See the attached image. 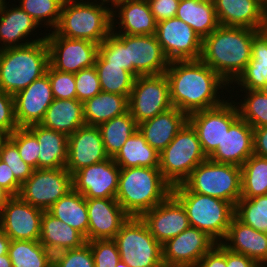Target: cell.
<instances>
[{"instance_id":"cell-1","label":"cell","mask_w":267,"mask_h":267,"mask_svg":"<svg viewBox=\"0 0 267 267\" xmlns=\"http://www.w3.org/2000/svg\"><path fill=\"white\" fill-rule=\"evenodd\" d=\"M165 75L172 106L187 116L223 104V89L232 93L229 84L201 59L170 61Z\"/></svg>"},{"instance_id":"cell-2","label":"cell","mask_w":267,"mask_h":267,"mask_svg":"<svg viewBox=\"0 0 267 267\" xmlns=\"http://www.w3.org/2000/svg\"><path fill=\"white\" fill-rule=\"evenodd\" d=\"M258 31L219 25L203 39L200 59L232 88L252 58V40Z\"/></svg>"},{"instance_id":"cell-3","label":"cell","mask_w":267,"mask_h":267,"mask_svg":"<svg viewBox=\"0 0 267 267\" xmlns=\"http://www.w3.org/2000/svg\"><path fill=\"white\" fill-rule=\"evenodd\" d=\"M172 190L158 167L120 168L116 200L130 217H141Z\"/></svg>"},{"instance_id":"cell-4","label":"cell","mask_w":267,"mask_h":267,"mask_svg":"<svg viewBox=\"0 0 267 267\" xmlns=\"http://www.w3.org/2000/svg\"><path fill=\"white\" fill-rule=\"evenodd\" d=\"M54 31L62 37L85 39L99 45L112 33V4L96 0H64Z\"/></svg>"},{"instance_id":"cell-5","label":"cell","mask_w":267,"mask_h":267,"mask_svg":"<svg viewBox=\"0 0 267 267\" xmlns=\"http://www.w3.org/2000/svg\"><path fill=\"white\" fill-rule=\"evenodd\" d=\"M49 49L46 39L0 50V90L15 95L46 74Z\"/></svg>"},{"instance_id":"cell-6","label":"cell","mask_w":267,"mask_h":267,"mask_svg":"<svg viewBox=\"0 0 267 267\" xmlns=\"http://www.w3.org/2000/svg\"><path fill=\"white\" fill-rule=\"evenodd\" d=\"M171 193L184 207L189 225L205 232L221 243L234 217L235 207L226 200L189 191L182 183L172 187Z\"/></svg>"},{"instance_id":"cell-7","label":"cell","mask_w":267,"mask_h":267,"mask_svg":"<svg viewBox=\"0 0 267 267\" xmlns=\"http://www.w3.org/2000/svg\"><path fill=\"white\" fill-rule=\"evenodd\" d=\"M208 157L203 152L198 135L187 121L168 146L159 153V169L173 187L181 184Z\"/></svg>"},{"instance_id":"cell-8","label":"cell","mask_w":267,"mask_h":267,"mask_svg":"<svg viewBox=\"0 0 267 267\" xmlns=\"http://www.w3.org/2000/svg\"><path fill=\"white\" fill-rule=\"evenodd\" d=\"M182 184L191 192L226 200L235 207L241 198V167L207 159Z\"/></svg>"},{"instance_id":"cell-9","label":"cell","mask_w":267,"mask_h":267,"mask_svg":"<svg viewBox=\"0 0 267 267\" xmlns=\"http://www.w3.org/2000/svg\"><path fill=\"white\" fill-rule=\"evenodd\" d=\"M113 240L121 261L127 262L130 267H164L162 245L141 217H129Z\"/></svg>"},{"instance_id":"cell-10","label":"cell","mask_w":267,"mask_h":267,"mask_svg":"<svg viewBox=\"0 0 267 267\" xmlns=\"http://www.w3.org/2000/svg\"><path fill=\"white\" fill-rule=\"evenodd\" d=\"M128 104V111L137 124L172 108L169 82L165 73L136 77Z\"/></svg>"},{"instance_id":"cell-11","label":"cell","mask_w":267,"mask_h":267,"mask_svg":"<svg viewBox=\"0 0 267 267\" xmlns=\"http://www.w3.org/2000/svg\"><path fill=\"white\" fill-rule=\"evenodd\" d=\"M72 189V174L66 168L34 169L21 185L18 196L32 206L47 211Z\"/></svg>"},{"instance_id":"cell-12","label":"cell","mask_w":267,"mask_h":267,"mask_svg":"<svg viewBox=\"0 0 267 267\" xmlns=\"http://www.w3.org/2000/svg\"><path fill=\"white\" fill-rule=\"evenodd\" d=\"M45 36L49 49V64L54 69L77 73L95 65L98 44L85 39L62 37L54 30L49 31Z\"/></svg>"},{"instance_id":"cell-13","label":"cell","mask_w":267,"mask_h":267,"mask_svg":"<svg viewBox=\"0 0 267 267\" xmlns=\"http://www.w3.org/2000/svg\"><path fill=\"white\" fill-rule=\"evenodd\" d=\"M231 97L232 95L217 107L188 115V122L195 129L203 152L207 157L218 146H221L225 133L229 131L230 126L239 118L237 107Z\"/></svg>"},{"instance_id":"cell-14","label":"cell","mask_w":267,"mask_h":267,"mask_svg":"<svg viewBox=\"0 0 267 267\" xmlns=\"http://www.w3.org/2000/svg\"><path fill=\"white\" fill-rule=\"evenodd\" d=\"M155 36L169 61L198 60L202 52V39L177 17L157 22Z\"/></svg>"},{"instance_id":"cell-15","label":"cell","mask_w":267,"mask_h":267,"mask_svg":"<svg viewBox=\"0 0 267 267\" xmlns=\"http://www.w3.org/2000/svg\"><path fill=\"white\" fill-rule=\"evenodd\" d=\"M217 243L205 232L189 226L162 244L164 267H197L200 259Z\"/></svg>"},{"instance_id":"cell-16","label":"cell","mask_w":267,"mask_h":267,"mask_svg":"<svg viewBox=\"0 0 267 267\" xmlns=\"http://www.w3.org/2000/svg\"><path fill=\"white\" fill-rule=\"evenodd\" d=\"M44 210L10 196L0 211V229L11 240L39 241Z\"/></svg>"},{"instance_id":"cell-17","label":"cell","mask_w":267,"mask_h":267,"mask_svg":"<svg viewBox=\"0 0 267 267\" xmlns=\"http://www.w3.org/2000/svg\"><path fill=\"white\" fill-rule=\"evenodd\" d=\"M119 175L120 167L109 157L75 172L73 189L85 198H116Z\"/></svg>"},{"instance_id":"cell-18","label":"cell","mask_w":267,"mask_h":267,"mask_svg":"<svg viewBox=\"0 0 267 267\" xmlns=\"http://www.w3.org/2000/svg\"><path fill=\"white\" fill-rule=\"evenodd\" d=\"M141 219L161 245L190 226L184 207L172 193L151 210L146 211Z\"/></svg>"},{"instance_id":"cell-19","label":"cell","mask_w":267,"mask_h":267,"mask_svg":"<svg viewBox=\"0 0 267 267\" xmlns=\"http://www.w3.org/2000/svg\"><path fill=\"white\" fill-rule=\"evenodd\" d=\"M129 72L136 78L164 74L169 65L155 35H128Z\"/></svg>"},{"instance_id":"cell-20","label":"cell","mask_w":267,"mask_h":267,"mask_svg":"<svg viewBox=\"0 0 267 267\" xmlns=\"http://www.w3.org/2000/svg\"><path fill=\"white\" fill-rule=\"evenodd\" d=\"M13 97L18 127L40 124L54 100L48 75L36 79Z\"/></svg>"},{"instance_id":"cell-21","label":"cell","mask_w":267,"mask_h":267,"mask_svg":"<svg viewBox=\"0 0 267 267\" xmlns=\"http://www.w3.org/2000/svg\"><path fill=\"white\" fill-rule=\"evenodd\" d=\"M88 241L114 239L130 217L115 198H86Z\"/></svg>"},{"instance_id":"cell-22","label":"cell","mask_w":267,"mask_h":267,"mask_svg":"<svg viewBox=\"0 0 267 267\" xmlns=\"http://www.w3.org/2000/svg\"><path fill=\"white\" fill-rule=\"evenodd\" d=\"M98 126L84 125L68 136L66 169L73 175L81 168L108 159Z\"/></svg>"},{"instance_id":"cell-23","label":"cell","mask_w":267,"mask_h":267,"mask_svg":"<svg viewBox=\"0 0 267 267\" xmlns=\"http://www.w3.org/2000/svg\"><path fill=\"white\" fill-rule=\"evenodd\" d=\"M115 17L119 20L117 21ZM117 24L118 26H116ZM156 27L157 21L147 0H117L112 2V32L128 35H155Z\"/></svg>"},{"instance_id":"cell-24","label":"cell","mask_w":267,"mask_h":267,"mask_svg":"<svg viewBox=\"0 0 267 267\" xmlns=\"http://www.w3.org/2000/svg\"><path fill=\"white\" fill-rule=\"evenodd\" d=\"M8 6L11 5L6 3L0 13V50L25 46L46 39V36L42 35L29 40L27 37L32 36L35 29L39 28V24L20 6H14V4L10 8Z\"/></svg>"},{"instance_id":"cell-25","label":"cell","mask_w":267,"mask_h":267,"mask_svg":"<svg viewBox=\"0 0 267 267\" xmlns=\"http://www.w3.org/2000/svg\"><path fill=\"white\" fill-rule=\"evenodd\" d=\"M253 143V128L239 117L225 133L221 146L208 159L241 167L253 155Z\"/></svg>"},{"instance_id":"cell-26","label":"cell","mask_w":267,"mask_h":267,"mask_svg":"<svg viewBox=\"0 0 267 267\" xmlns=\"http://www.w3.org/2000/svg\"><path fill=\"white\" fill-rule=\"evenodd\" d=\"M221 244L230 251L252 258L259 266L267 267V233L243 224L235 216Z\"/></svg>"},{"instance_id":"cell-27","label":"cell","mask_w":267,"mask_h":267,"mask_svg":"<svg viewBox=\"0 0 267 267\" xmlns=\"http://www.w3.org/2000/svg\"><path fill=\"white\" fill-rule=\"evenodd\" d=\"M187 121L188 116L185 113L172 107L154 118L139 123L138 130L147 143L160 153Z\"/></svg>"},{"instance_id":"cell-28","label":"cell","mask_w":267,"mask_h":267,"mask_svg":"<svg viewBox=\"0 0 267 267\" xmlns=\"http://www.w3.org/2000/svg\"><path fill=\"white\" fill-rule=\"evenodd\" d=\"M263 0H213L219 25L260 30Z\"/></svg>"},{"instance_id":"cell-29","label":"cell","mask_w":267,"mask_h":267,"mask_svg":"<svg viewBox=\"0 0 267 267\" xmlns=\"http://www.w3.org/2000/svg\"><path fill=\"white\" fill-rule=\"evenodd\" d=\"M27 128L36 136L40 145L38 169L65 168L68 161V136L40 124Z\"/></svg>"},{"instance_id":"cell-30","label":"cell","mask_w":267,"mask_h":267,"mask_svg":"<svg viewBox=\"0 0 267 267\" xmlns=\"http://www.w3.org/2000/svg\"><path fill=\"white\" fill-rule=\"evenodd\" d=\"M39 242L54 255L81 247L86 243V239L76 229L55 218L48 211H44L41 217Z\"/></svg>"},{"instance_id":"cell-31","label":"cell","mask_w":267,"mask_h":267,"mask_svg":"<svg viewBox=\"0 0 267 267\" xmlns=\"http://www.w3.org/2000/svg\"><path fill=\"white\" fill-rule=\"evenodd\" d=\"M40 125L70 136L86 125L83 102L77 99H54Z\"/></svg>"},{"instance_id":"cell-32","label":"cell","mask_w":267,"mask_h":267,"mask_svg":"<svg viewBox=\"0 0 267 267\" xmlns=\"http://www.w3.org/2000/svg\"><path fill=\"white\" fill-rule=\"evenodd\" d=\"M129 96L112 94L101 91L83 103L84 120L86 125L99 126L114 117L128 112Z\"/></svg>"},{"instance_id":"cell-33","label":"cell","mask_w":267,"mask_h":267,"mask_svg":"<svg viewBox=\"0 0 267 267\" xmlns=\"http://www.w3.org/2000/svg\"><path fill=\"white\" fill-rule=\"evenodd\" d=\"M176 17L192 27L202 40L219 27L213 1L180 0Z\"/></svg>"},{"instance_id":"cell-34","label":"cell","mask_w":267,"mask_h":267,"mask_svg":"<svg viewBox=\"0 0 267 267\" xmlns=\"http://www.w3.org/2000/svg\"><path fill=\"white\" fill-rule=\"evenodd\" d=\"M47 211L55 218L79 231L88 242V211L86 198L81 193L74 189L70 190Z\"/></svg>"},{"instance_id":"cell-35","label":"cell","mask_w":267,"mask_h":267,"mask_svg":"<svg viewBox=\"0 0 267 267\" xmlns=\"http://www.w3.org/2000/svg\"><path fill=\"white\" fill-rule=\"evenodd\" d=\"M120 168L159 167V153L137 130L113 157Z\"/></svg>"},{"instance_id":"cell-36","label":"cell","mask_w":267,"mask_h":267,"mask_svg":"<svg viewBox=\"0 0 267 267\" xmlns=\"http://www.w3.org/2000/svg\"><path fill=\"white\" fill-rule=\"evenodd\" d=\"M107 155L113 158L125 142L138 130V124L130 112L112 118L99 126Z\"/></svg>"},{"instance_id":"cell-37","label":"cell","mask_w":267,"mask_h":267,"mask_svg":"<svg viewBox=\"0 0 267 267\" xmlns=\"http://www.w3.org/2000/svg\"><path fill=\"white\" fill-rule=\"evenodd\" d=\"M8 254L13 267L53 266V254L39 241L11 240Z\"/></svg>"},{"instance_id":"cell-38","label":"cell","mask_w":267,"mask_h":267,"mask_svg":"<svg viewBox=\"0 0 267 267\" xmlns=\"http://www.w3.org/2000/svg\"><path fill=\"white\" fill-rule=\"evenodd\" d=\"M267 194V158L251 155L241 166V198Z\"/></svg>"},{"instance_id":"cell-39","label":"cell","mask_w":267,"mask_h":267,"mask_svg":"<svg viewBox=\"0 0 267 267\" xmlns=\"http://www.w3.org/2000/svg\"><path fill=\"white\" fill-rule=\"evenodd\" d=\"M94 66L102 91L123 96L130 95L135 77L129 71L122 69V66L109 65L99 55Z\"/></svg>"},{"instance_id":"cell-40","label":"cell","mask_w":267,"mask_h":267,"mask_svg":"<svg viewBox=\"0 0 267 267\" xmlns=\"http://www.w3.org/2000/svg\"><path fill=\"white\" fill-rule=\"evenodd\" d=\"M234 216L243 224L267 233V194L254 198H240Z\"/></svg>"},{"instance_id":"cell-41","label":"cell","mask_w":267,"mask_h":267,"mask_svg":"<svg viewBox=\"0 0 267 267\" xmlns=\"http://www.w3.org/2000/svg\"><path fill=\"white\" fill-rule=\"evenodd\" d=\"M243 99L234 103L239 117L245 120L252 128L267 126V95L259 90L244 91Z\"/></svg>"},{"instance_id":"cell-42","label":"cell","mask_w":267,"mask_h":267,"mask_svg":"<svg viewBox=\"0 0 267 267\" xmlns=\"http://www.w3.org/2000/svg\"><path fill=\"white\" fill-rule=\"evenodd\" d=\"M63 2L64 0H20L18 5L31 16L39 26H47L46 28H50L48 31H51V29L54 30L59 23Z\"/></svg>"},{"instance_id":"cell-43","label":"cell","mask_w":267,"mask_h":267,"mask_svg":"<svg viewBox=\"0 0 267 267\" xmlns=\"http://www.w3.org/2000/svg\"><path fill=\"white\" fill-rule=\"evenodd\" d=\"M98 55L109 65L122 66V69L129 71L127 34L112 32L99 44Z\"/></svg>"},{"instance_id":"cell-44","label":"cell","mask_w":267,"mask_h":267,"mask_svg":"<svg viewBox=\"0 0 267 267\" xmlns=\"http://www.w3.org/2000/svg\"><path fill=\"white\" fill-rule=\"evenodd\" d=\"M8 138L16 145L22 160L38 169L40 145L36 136L27 127H19Z\"/></svg>"},{"instance_id":"cell-45","label":"cell","mask_w":267,"mask_h":267,"mask_svg":"<svg viewBox=\"0 0 267 267\" xmlns=\"http://www.w3.org/2000/svg\"><path fill=\"white\" fill-rule=\"evenodd\" d=\"M0 160L4 161L22 185L33 173L34 168L20 157L16 145L8 138L0 148Z\"/></svg>"},{"instance_id":"cell-46","label":"cell","mask_w":267,"mask_h":267,"mask_svg":"<svg viewBox=\"0 0 267 267\" xmlns=\"http://www.w3.org/2000/svg\"><path fill=\"white\" fill-rule=\"evenodd\" d=\"M52 267H95L89 243L54 254Z\"/></svg>"},{"instance_id":"cell-47","label":"cell","mask_w":267,"mask_h":267,"mask_svg":"<svg viewBox=\"0 0 267 267\" xmlns=\"http://www.w3.org/2000/svg\"><path fill=\"white\" fill-rule=\"evenodd\" d=\"M46 74L51 83L54 99H76L75 73L58 71L49 64Z\"/></svg>"},{"instance_id":"cell-48","label":"cell","mask_w":267,"mask_h":267,"mask_svg":"<svg viewBox=\"0 0 267 267\" xmlns=\"http://www.w3.org/2000/svg\"><path fill=\"white\" fill-rule=\"evenodd\" d=\"M95 267H115L121 260L116 242L113 239L88 241Z\"/></svg>"},{"instance_id":"cell-49","label":"cell","mask_w":267,"mask_h":267,"mask_svg":"<svg viewBox=\"0 0 267 267\" xmlns=\"http://www.w3.org/2000/svg\"><path fill=\"white\" fill-rule=\"evenodd\" d=\"M75 82L76 99L83 103L102 91L95 66L75 73Z\"/></svg>"},{"instance_id":"cell-50","label":"cell","mask_w":267,"mask_h":267,"mask_svg":"<svg viewBox=\"0 0 267 267\" xmlns=\"http://www.w3.org/2000/svg\"><path fill=\"white\" fill-rule=\"evenodd\" d=\"M267 82V67L246 66L243 72L233 82L241 87L240 92L248 90H260Z\"/></svg>"},{"instance_id":"cell-51","label":"cell","mask_w":267,"mask_h":267,"mask_svg":"<svg viewBox=\"0 0 267 267\" xmlns=\"http://www.w3.org/2000/svg\"><path fill=\"white\" fill-rule=\"evenodd\" d=\"M18 128L15 118L14 97L0 90V129L10 135Z\"/></svg>"},{"instance_id":"cell-52","label":"cell","mask_w":267,"mask_h":267,"mask_svg":"<svg viewBox=\"0 0 267 267\" xmlns=\"http://www.w3.org/2000/svg\"><path fill=\"white\" fill-rule=\"evenodd\" d=\"M246 66L267 67V33L258 31L252 40V58Z\"/></svg>"},{"instance_id":"cell-53","label":"cell","mask_w":267,"mask_h":267,"mask_svg":"<svg viewBox=\"0 0 267 267\" xmlns=\"http://www.w3.org/2000/svg\"><path fill=\"white\" fill-rule=\"evenodd\" d=\"M180 0H147L150 10L157 22L176 17Z\"/></svg>"},{"instance_id":"cell-54","label":"cell","mask_w":267,"mask_h":267,"mask_svg":"<svg viewBox=\"0 0 267 267\" xmlns=\"http://www.w3.org/2000/svg\"><path fill=\"white\" fill-rule=\"evenodd\" d=\"M197 267H226V248L217 243L200 259Z\"/></svg>"},{"instance_id":"cell-55","label":"cell","mask_w":267,"mask_h":267,"mask_svg":"<svg viewBox=\"0 0 267 267\" xmlns=\"http://www.w3.org/2000/svg\"><path fill=\"white\" fill-rule=\"evenodd\" d=\"M0 187L10 196H18L21 189V184L15 179L14 173L2 160H0Z\"/></svg>"},{"instance_id":"cell-56","label":"cell","mask_w":267,"mask_h":267,"mask_svg":"<svg viewBox=\"0 0 267 267\" xmlns=\"http://www.w3.org/2000/svg\"><path fill=\"white\" fill-rule=\"evenodd\" d=\"M253 154L267 158V126L253 128Z\"/></svg>"},{"instance_id":"cell-57","label":"cell","mask_w":267,"mask_h":267,"mask_svg":"<svg viewBox=\"0 0 267 267\" xmlns=\"http://www.w3.org/2000/svg\"><path fill=\"white\" fill-rule=\"evenodd\" d=\"M226 267H261L252 258L226 248Z\"/></svg>"},{"instance_id":"cell-58","label":"cell","mask_w":267,"mask_h":267,"mask_svg":"<svg viewBox=\"0 0 267 267\" xmlns=\"http://www.w3.org/2000/svg\"><path fill=\"white\" fill-rule=\"evenodd\" d=\"M11 239L0 229V256L8 254Z\"/></svg>"},{"instance_id":"cell-59","label":"cell","mask_w":267,"mask_h":267,"mask_svg":"<svg viewBox=\"0 0 267 267\" xmlns=\"http://www.w3.org/2000/svg\"><path fill=\"white\" fill-rule=\"evenodd\" d=\"M260 31L267 33V0L262 1V22Z\"/></svg>"},{"instance_id":"cell-60","label":"cell","mask_w":267,"mask_h":267,"mask_svg":"<svg viewBox=\"0 0 267 267\" xmlns=\"http://www.w3.org/2000/svg\"><path fill=\"white\" fill-rule=\"evenodd\" d=\"M0 267H13L9 254L0 256Z\"/></svg>"},{"instance_id":"cell-61","label":"cell","mask_w":267,"mask_h":267,"mask_svg":"<svg viewBox=\"0 0 267 267\" xmlns=\"http://www.w3.org/2000/svg\"><path fill=\"white\" fill-rule=\"evenodd\" d=\"M10 195L0 187V211L3 204L7 201Z\"/></svg>"},{"instance_id":"cell-62","label":"cell","mask_w":267,"mask_h":267,"mask_svg":"<svg viewBox=\"0 0 267 267\" xmlns=\"http://www.w3.org/2000/svg\"><path fill=\"white\" fill-rule=\"evenodd\" d=\"M8 134L0 129V148L2 147L3 143L8 139Z\"/></svg>"},{"instance_id":"cell-63","label":"cell","mask_w":267,"mask_h":267,"mask_svg":"<svg viewBox=\"0 0 267 267\" xmlns=\"http://www.w3.org/2000/svg\"><path fill=\"white\" fill-rule=\"evenodd\" d=\"M115 267H130L127 262L119 261Z\"/></svg>"},{"instance_id":"cell-64","label":"cell","mask_w":267,"mask_h":267,"mask_svg":"<svg viewBox=\"0 0 267 267\" xmlns=\"http://www.w3.org/2000/svg\"><path fill=\"white\" fill-rule=\"evenodd\" d=\"M264 95H267V82L262 86V88L259 90Z\"/></svg>"},{"instance_id":"cell-65","label":"cell","mask_w":267,"mask_h":267,"mask_svg":"<svg viewBox=\"0 0 267 267\" xmlns=\"http://www.w3.org/2000/svg\"><path fill=\"white\" fill-rule=\"evenodd\" d=\"M6 0H0V13L4 10V7L6 5Z\"/></svg>"},{"instance_id":"cell-66","label":"cell","mask_w":267,"mask_h":267,"mask_svg":"<svg viewBox=\"0 0 267 267\" xmlns=\"http://www.w3.org/2000/svg\"><path fill=\"white\" fill-rule=\"evenodd\" d=\"M88 1H92V0H88ZM98 1V0H96ZM99 1H103V2H106V3H111L112 4V0H99Z\"/></svg>"}]
</instances>
